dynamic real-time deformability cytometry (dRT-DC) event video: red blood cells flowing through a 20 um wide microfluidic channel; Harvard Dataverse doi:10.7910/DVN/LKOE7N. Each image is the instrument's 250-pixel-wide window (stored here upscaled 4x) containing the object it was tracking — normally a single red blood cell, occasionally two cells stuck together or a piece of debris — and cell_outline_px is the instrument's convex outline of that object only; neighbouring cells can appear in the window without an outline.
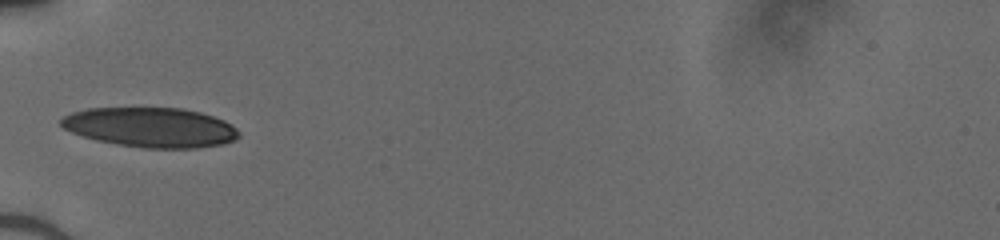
{"species": "human", "species_latin": "Homo sapiens", "temperature_condition": "cold", "stored_images_in_passage": 32, "camera_frame_rate_fps": 3000, "um_per_image_px": 0.085, "donor": {"sex": "male"}, "frame": {"image": 1, "passage_image": 1, "time_ms": 0.0, "image_size_px": [1000, 240], "cell_outline_px": [[240, 136], [236, 140], [224, 144], [196, 148], [144, 148], [96, 140], [72, 132], [64, 128], [60, 124], [60, 120], [64, 116], [72, 112], [88, 108], [180, 108], [200, 112], [224, 120], [236, 128], [240, 132]], "centroid_in_image_um": [12.84, 10.82], "position_along_channel_um": 72.2, "area_um2": 41.1}}
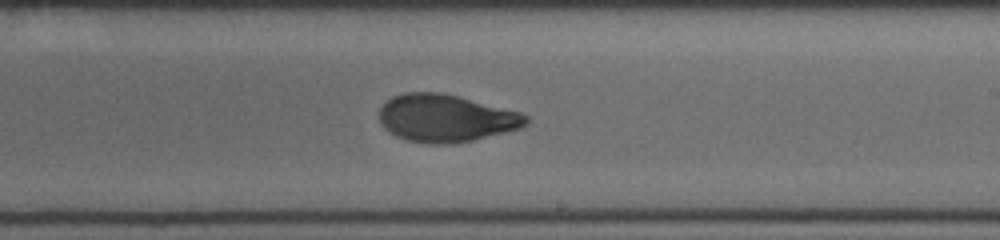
{"frame": {"image": 2, "passage_image": 14, "time_ms": 4.333, "image_size_px": [1000, 240], "cell_outline_px": [[528, 124], [520, 128], [472, 140], [452, 144], [428, 144], [404, 140], [388, 132], [384, 128], [380, 120], [380, 108], [392, 96], [404, 92], [440, 92], [520, 112], [528, 116]], "centroid_in_image_um": [37.86, 10.05], "position_along_channel_um": 251.1, "area_um2": 40.46}}
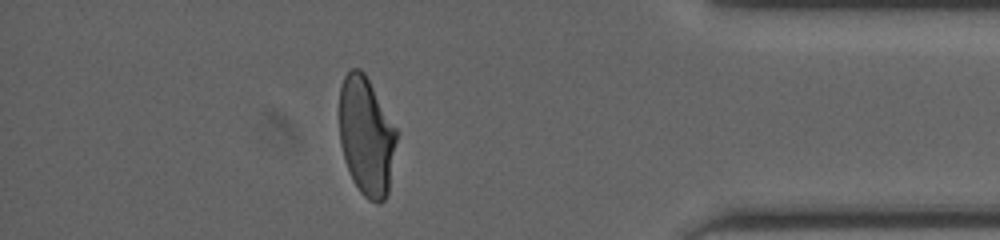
{"frame": {"image": 3, "passage_image": 27, "time_ms": 8.667, "image_size_px": [1000, 240], "cell_outline_px": [[396, 140], [388, 192], [384, 200], [380, 204], [376, 204], [368, 200], [360, 192], [352, 180], [344, 160], [340, 144], [340, 88], [344, 76], [352, 68], [360, 68], [364, 72], [396, 128]], "centroid_in_image_um": [31.12, 11.6], "position_along_channel_um": 404.1, "area_um2": 39.36}}